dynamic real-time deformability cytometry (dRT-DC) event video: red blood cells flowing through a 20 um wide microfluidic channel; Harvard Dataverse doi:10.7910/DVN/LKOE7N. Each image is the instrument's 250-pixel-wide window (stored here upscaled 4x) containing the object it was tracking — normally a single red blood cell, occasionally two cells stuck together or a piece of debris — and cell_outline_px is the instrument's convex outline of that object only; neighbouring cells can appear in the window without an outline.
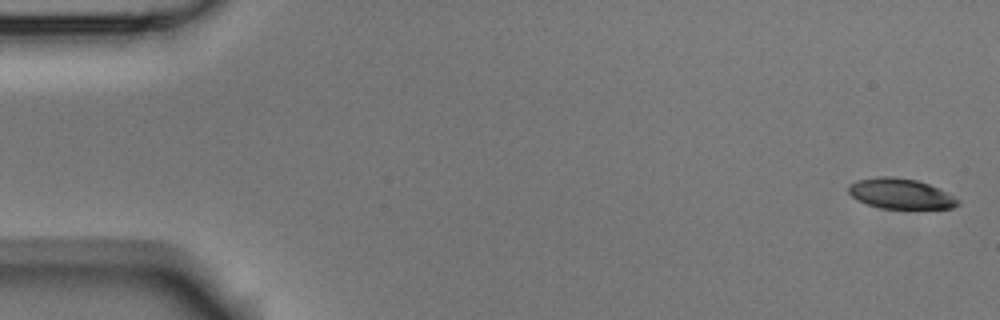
{"species": "Egyptian fruit bat (a non-hibernating species)", "species_latin": "Rousettus aegyptiacus", "temperature_condition": "room temperature", "stored_images_in_passage": 4, "camera_frame_rate_fps": 3000, "um_per_image_px": 0.085, "animal": {"sex": "male"}, "frame": {"image": 1, "passage_image": 1, "time_ms": 0.0, "image_size_px": [1000, 320], "cell_outline_px": [[960, 204], [952, 208], [884, 208], [868, 204], [852, 196], [848, 192], [848, 188], [852, 184], [860, 180], [876, 176], [892, 176], [916, 180], [928, 184], [948, 192], [960, 200]], "centroid_in_image_um": [76.6, 16.46], "position_along_channel_um": 8.4, "area_um2": 19.02}}
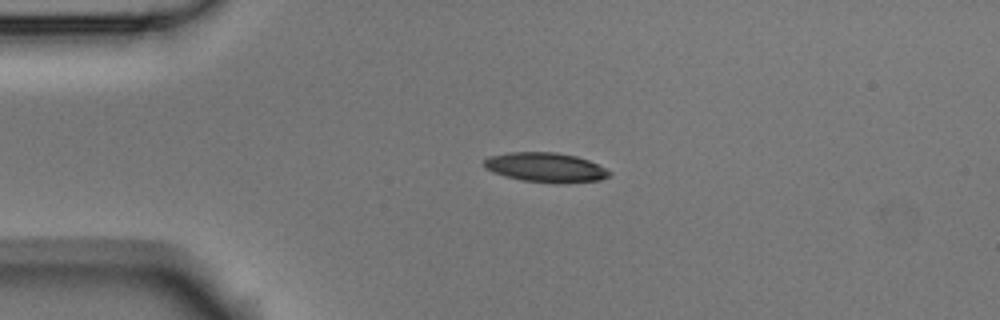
{"frame": {"image": 2, "passage_image": 4, "time_ms": 1.0, "image_size_px": [1000, 320], "cell_outline_px": [[612, 172], [608, 176], [600, 180], [556, 184], [524, 180], [504, 176], [484, 168], [480, 164], [488, 156], [508, 152], [556, 152], [576, 156], [588, 160]], "centroid_in_image_um": [46.32, 14.22], "position_along_channel_um": 38.7, "area_um2": 21.68}}